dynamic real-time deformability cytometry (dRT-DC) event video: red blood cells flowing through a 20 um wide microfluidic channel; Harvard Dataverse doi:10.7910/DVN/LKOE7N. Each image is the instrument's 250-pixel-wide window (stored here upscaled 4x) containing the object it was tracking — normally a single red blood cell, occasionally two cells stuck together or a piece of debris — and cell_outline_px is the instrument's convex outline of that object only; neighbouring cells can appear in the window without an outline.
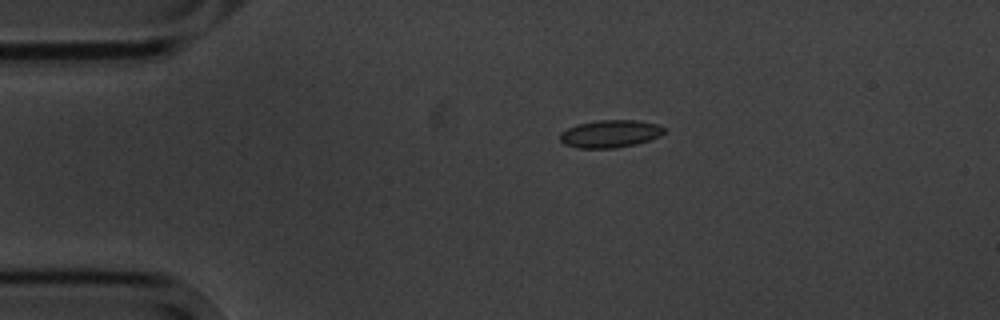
{"species": "common noctule bat (a hibernating species)", "species_latin": "Nyctalus noctula", "temperature_condition": "cold", "stored_images_in_passage": 3, "camera_frame_rate_fps": 3000, "um_per_image_px": 0.085, "animal": {"sex": "male", "body_mass_g": 20.1, "forearm_length_mm": 53.5}, "frame": {"image": 1, "passage_image": 1, "time_ms": 0.0, "image_size_px": [1000, 320], "cell_outline_px": [[664, 132], [660, 136], [636, 144], [612, 148], [576, 148], [564, 144], [560, 140], [560, 132], [576, 124], [600, 120], [636, 120], [656, 124], [664, 128]], "centroid_in_image_um": [51.83, 11.37], "position_along_channel_um": 33.2, "area_um2": 16.65}}
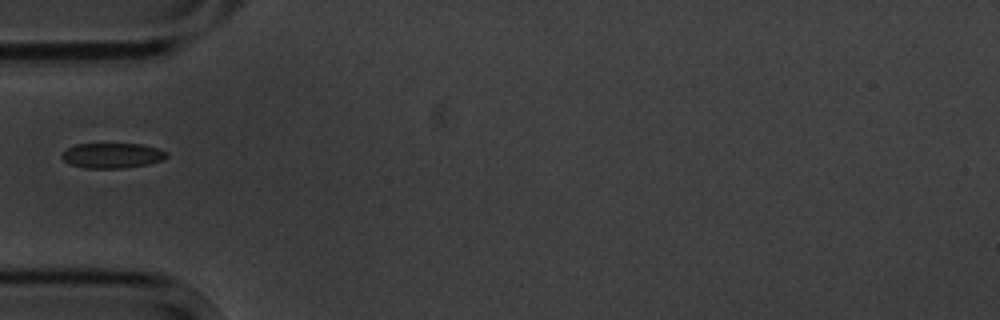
{"frame": {"image": 2, "passage_image": 3, "time_ms": 2.333, "image_size_px": [1000, 320], "cell_outline_px": [[168, 156], [164, 160], [148, 164], [124, 168], [84, 168], [68, 164], [60, 156], [68, 148], [76, 144], [140, 144], [156, 148], [168, 152]], "centroid_in_image_um": [9.54, 13.23], "position_along_channel_um": 75.5, "area_um2": 15.37}}